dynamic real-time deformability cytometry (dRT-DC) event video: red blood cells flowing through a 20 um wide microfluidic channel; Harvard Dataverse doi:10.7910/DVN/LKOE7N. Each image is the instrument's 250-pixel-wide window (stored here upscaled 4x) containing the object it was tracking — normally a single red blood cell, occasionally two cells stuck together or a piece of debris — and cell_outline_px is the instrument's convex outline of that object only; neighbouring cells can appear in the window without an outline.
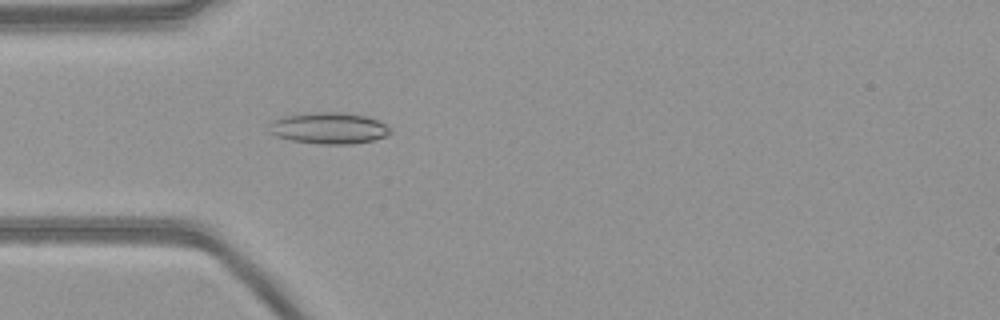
{"species": "common noctule bat (a hibernating species)", "species_latin": "Nyctalus noctula", "temperature_condition": "warm", "stored_images_in_passage": 54, "camera_frame_rate_fps": 3000, "um_per_image_px": 0.085, "animal": {"sex": "female", "body_mass_g": 21.9}, "frame": {"image": 1, "passage_image": 16, "time_ms": 5.0, "image_size_px": [1000, 320], "cell_outline_px": [[392, 132], [388, 136], [372, 140], [352, 144], [320, 144], [292, 140], [276, 136], [268, 132], [268, 124], [272, 120], [280, 116], [320, 112], [340, 112], [368, 116], [392, 128]], "centroid_in_image_um": [27.94, 10.89], "position_along_channel_um": 57.1, "area_um2": 22.37}}
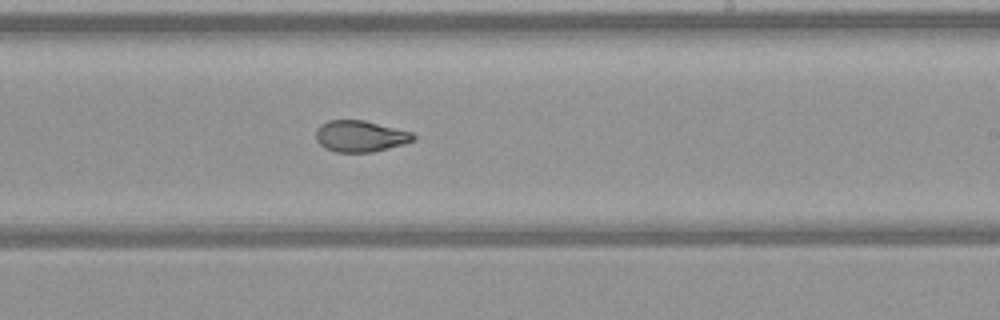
{"frame": {"image": 2, "passage_image": 32, "time_ms": 10.333, "image_size_px": [1000, 320], "cell_outline_px": [[416, 140], [404, 144], [372, 152], [336, 152], [324, 148], [316, 140], [316, 128], [320, 124], [328, 120], [364, 120], [412, 132], [416, 136]], "centroid_in_image_um": [30.62, 11.57], "position_along_channel_um": 258.4, "area_um2": 17.92}}
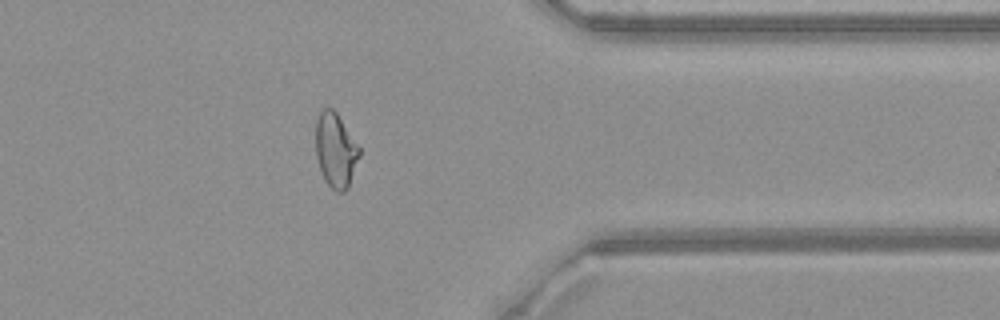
{"frame": {"image": 3, "passage_image": 43, "time_ms": 14.0, "image_size_px": [1000, 320], "cell_outline_px": [[360, 156], [348, 188], [344, 192], [336, 192], [324, 180], [316, 156], [316, 120], [320, 112], [324, 108], [332, 108], [336, 112], [360, 148]], "centroid_in_image_um": [28.53, 12.79], "position_along_channel_um": 382.9, "area_um2": 18.84}}